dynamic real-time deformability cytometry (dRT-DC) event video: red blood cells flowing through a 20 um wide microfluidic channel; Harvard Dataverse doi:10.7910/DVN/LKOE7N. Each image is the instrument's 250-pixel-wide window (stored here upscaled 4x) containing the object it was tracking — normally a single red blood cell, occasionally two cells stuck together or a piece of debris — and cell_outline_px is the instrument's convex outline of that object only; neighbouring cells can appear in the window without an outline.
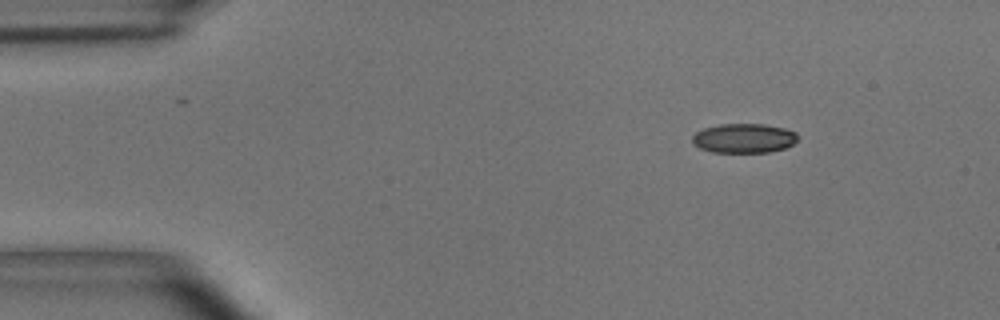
{"species": "common noctule bat (a hibernating species)", "species_latin": "Nyctalus noctula", "temperature_condition": "room temperature", "stored_images_in_passage": 4, "camera_frame_rate_fps": 3000, "um_per_image_px": 0.085, "animal": {"sex": "male", "body_mass_g": 15.6}, "frame": {"image": 1, "passage_image": 1, "time_ms": 0.0, "image_size_px": [1000, 320], "cell_outline_px": [[796, 140], [792, 144], [784, 148], [768, 152], [712, 152], [700, 148], [692, 144], [692, 136], [696, 132], [704, 128], [720, 124], [764, 124], [784, 128], [796, 132]], "centroid_in_image_um": [63.19, 11.75], "position_along_channel_um": 21.8, "area_um2": 17.98}}
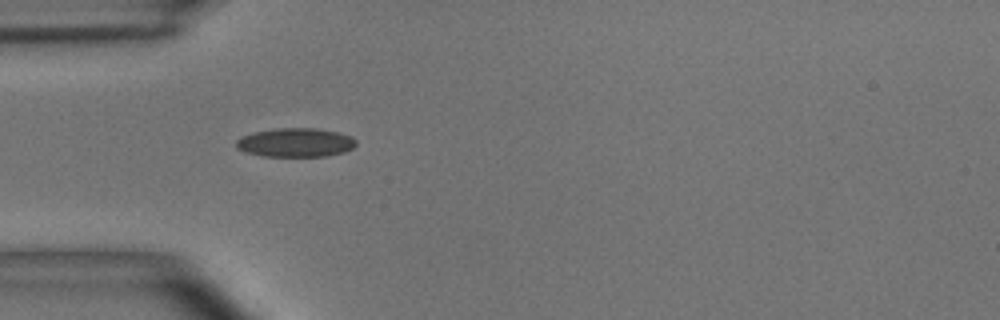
{"frame": {"image": 2, "passage_image": 3, "time_ms": 0.667, "image_size_px": [1000, 320], "cell_outline_px": [[356, 144], [352, 148], [344, 152], [328, 156], [264, 156], [244, 152], [236, 148], [236, 140], [252, 132], [276, 128], [316, 128], [340, 132], [352, 136], [356, 140]], "centroid_in_image_um": [25.13, 12.11], "position_along_channel_um": 59.9, "area_um2": 20.35}}
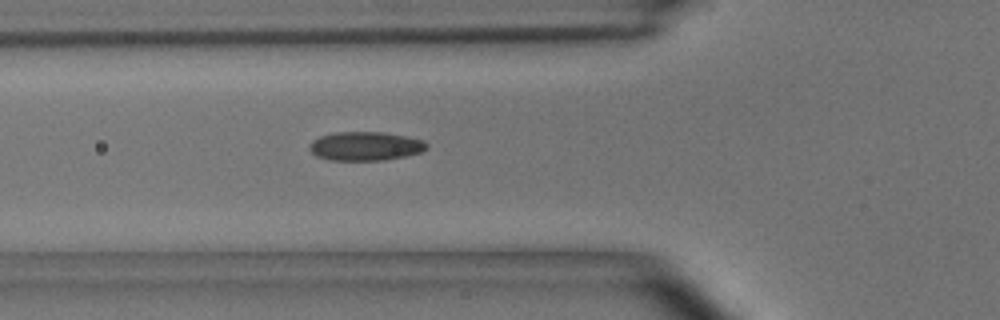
{"frame": {"image": 3, "passage_image": 4, "time_ms": 1.0, "image_size_px": [1000, 320], "cell_outline_px": [[428, 148], [420, 152], [408, 156], [384, 160], [328, 160], [316, 156], [308, 148], [308, 144], [312, 140], [320, 136], [336, 132], [384, 132], [424, 140], [428, 144]], "centroid_in_image_um": [31.05, 12.42], "position_along_channel_um": 94.8, "area_um2": 19.88}}